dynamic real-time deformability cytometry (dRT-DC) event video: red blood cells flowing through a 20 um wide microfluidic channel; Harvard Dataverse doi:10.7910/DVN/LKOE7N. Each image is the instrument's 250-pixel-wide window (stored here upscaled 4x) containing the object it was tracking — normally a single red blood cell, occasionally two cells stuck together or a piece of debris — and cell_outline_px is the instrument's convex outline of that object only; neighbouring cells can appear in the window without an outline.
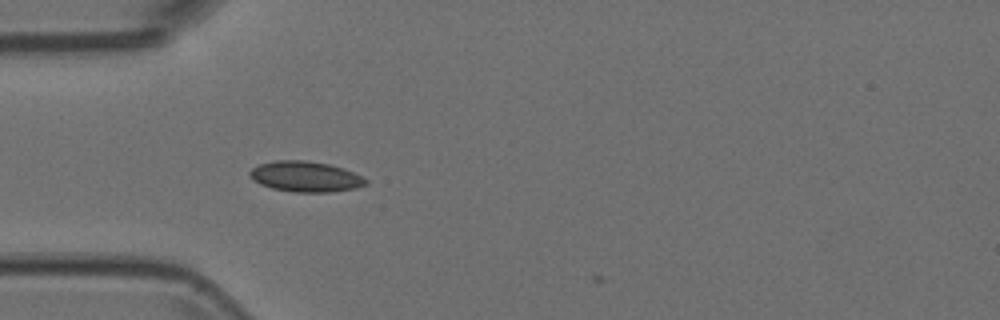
{"species": "Egyptian fruit bat (a non-hibernating species)", "species_latin": "Rousettus aegyptiacus", "temperature_condition": "room temperature", "stored_images_in_passage": 35, "camera_frame_rate_fps": 3000, "um_per_image_px": 0.085, "animal": {"sex": "female"}, "frame": {"image": 1, "passage_image": 1, "time_ms": 0.0, "image_size_px": [1000, 320], "cell_outline_px": [[368, 184], [356, 188], [332, 192], [292, 192], [272, 188], [260, 184], [252, 180], [248, 172], [252, 168], [260, 164], [276, 160], [304, 160], [328, 164], [344, 168], [368, 180]], "centroid_in_image_um": [25.96, 15.01], "position_along_channel_um": 59.0, "area_um2": 20.69}}
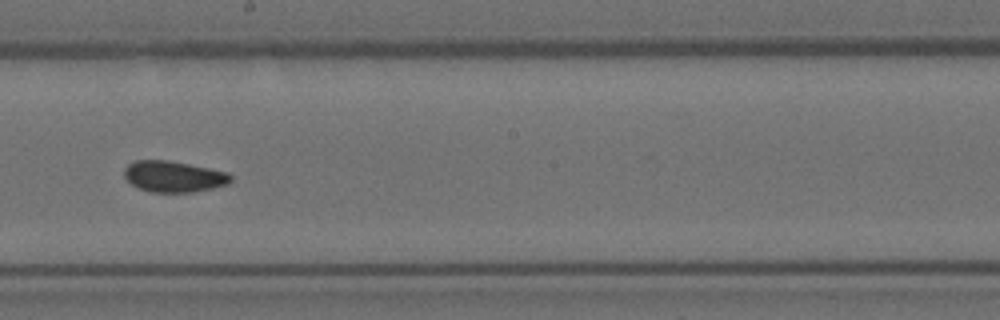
{"frame": {"image": 2, "passage_image": 15, "time_ms": 4.667, "image_size_px": [1000, 320], "cell_outline_px": [[232, 180], [228, 184], [212, 188], [192, 192], [152, 192], [140, 188], [132, 184], [124, 176], [124, 168], [128, 164], [136, 160], [168, 160], [228, 172], [232, 176]], "centroid_in_image_um": [14.77, 15.0], "position_along_channel_um": 233.4, "area_um2": 19.19}}
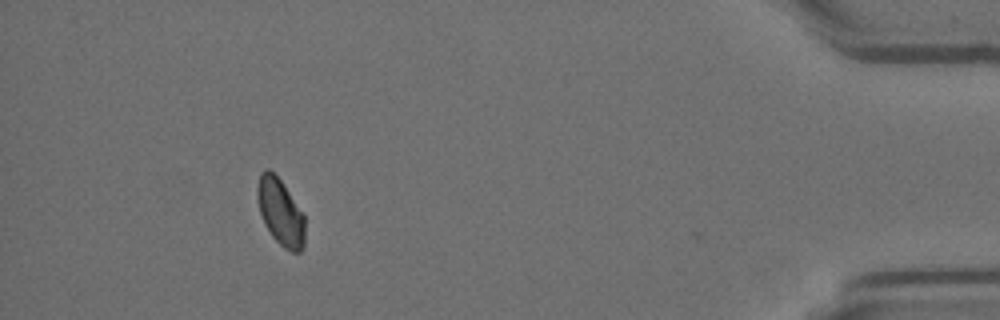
{"frame": {"image": 3, "passage_image": 34, "time_ms": 11.0, "image_size_px": [1000, 320], "cell_outline_px": [[304, 248], [300, 252], [292, 252], [284, 248], [272, 236], [264, 224], [260, 212], [256, 196], [256, 188], [260, 172], [264, 168], [268, 168], [284, 184], [304, 216]], "centroid_in_image_um": [23.81, 18.01], "position_along_channel_um": 411.4, "area_um2": 18.5}}